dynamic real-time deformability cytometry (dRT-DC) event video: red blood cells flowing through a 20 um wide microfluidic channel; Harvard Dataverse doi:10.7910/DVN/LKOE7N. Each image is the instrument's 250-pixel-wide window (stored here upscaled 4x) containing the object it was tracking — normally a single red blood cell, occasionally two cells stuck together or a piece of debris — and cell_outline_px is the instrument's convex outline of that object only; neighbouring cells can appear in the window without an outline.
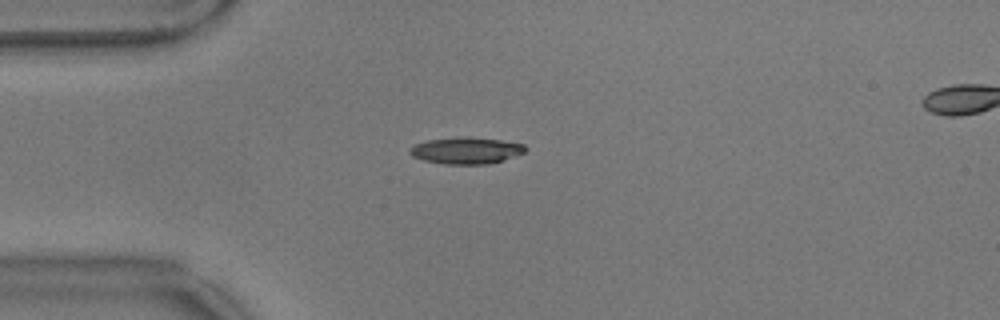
{"species": "common noctule bat (a hibernating species)", "species_latin": "Nyctalus noctula", "temperature_condition": "warm", "stored_images_in_passage": 57, "camera_frame_rate_fps": 3000, "um_per_image_px": 0.085, "animal": {"sex": "male", "body_mass_g": 17.9}, "frame": {"image": 1, "passage_image": 15, "time_ms": 4.667, "image_size_px": [1000, 320], "cell_outline_px": [[528, 148], [524, 152], [504, 160], [488, 164], [444, 164], [424, 160], [412, 156], [408, 152], [408, 148], [416, 144], [428, 140], [460, 136], [468, 136], [500, 140], [524, 144]], "centroid_in_image_um": [39.61, 12.79], "position_along_channel_um": 45.4, "area_um2": 18.03}}
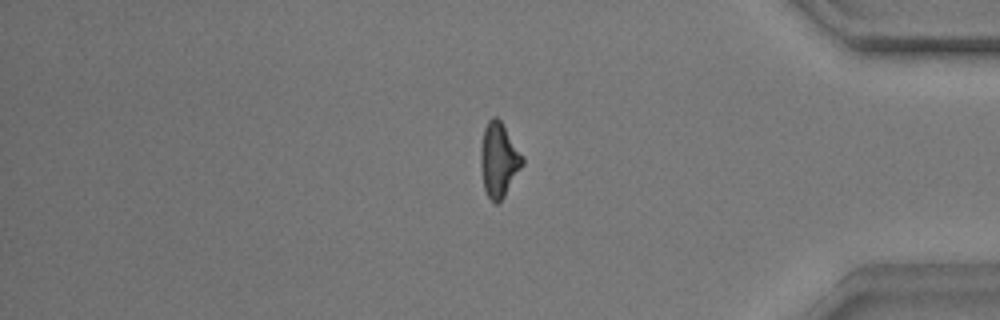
{"frame": {"image": 2, "passage_image": 48, "time_ms": 15.667, "image_size_px": [1000, 320], "cell_outline_px": [[524, 164], [504, 196], [496, 204], [488, 196], [484, 188], [480, 164], [480, 148], [484, 128], [488, 120], [492, 116], [496, 116], [500, 120], [524, 156]], "centroid_in_image_um": [42.4, 13.56], "position_along_channel_um": 392.8, "area_um2": 18.09}}
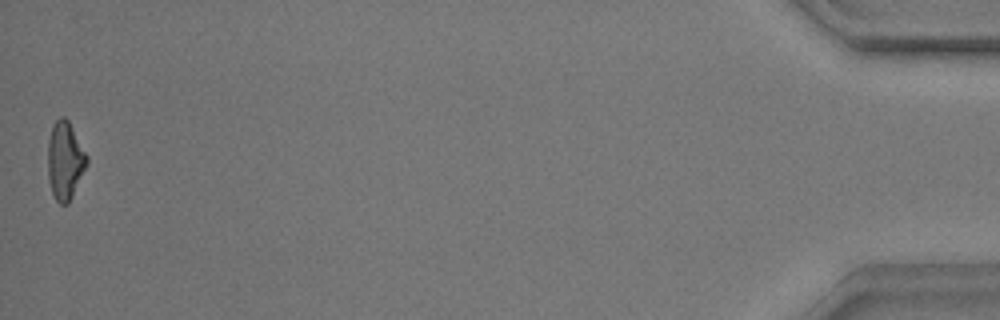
{"frame": {"image": 3, "passage_image": 57, "time_ms": 18.667, "image_size_px": [1000, 320], "cell_outline_px": [[88, 164], [68, 204], [60, 204], [56, 200], [52, 192], [48, 180], [48, 140], [52, 124], [60, 116], [64, 116], [68, 120], [88, 156]], "centroid_in_image_um": [5.52, 13.63], "position_along_channel_um": 429.7, "area_um2": 17.8}, "authors_computed_cell_mechanics": {"area_um2": 17.6868, "velocity_mm_per_s": 3.5496, "shape_relaxation_time_tau1_ms": 7.1962, "shape_relaxation_time_tau2_ms": 2.7051, "deformation_change_tau1": 0.2129, "deformation_change_tau2": 0.1104}}